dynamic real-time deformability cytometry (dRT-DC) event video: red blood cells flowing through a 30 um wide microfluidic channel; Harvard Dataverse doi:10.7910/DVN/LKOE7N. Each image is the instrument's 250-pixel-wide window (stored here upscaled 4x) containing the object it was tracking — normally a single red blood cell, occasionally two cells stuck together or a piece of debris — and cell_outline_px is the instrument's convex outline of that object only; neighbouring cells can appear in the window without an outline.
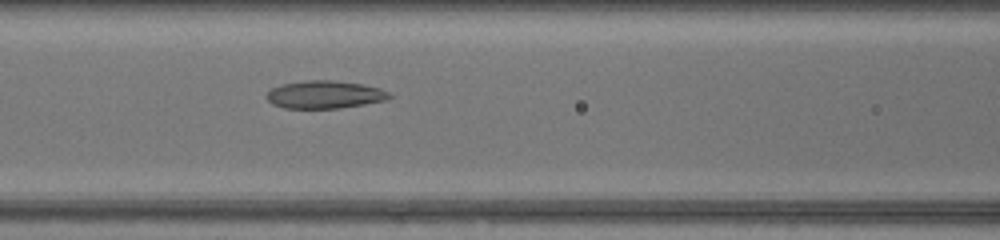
{"species": "common noctule bat (a hibernating species)", "species_latin": "Nyctalus noctula", "temperature_condition": "warm", "stored_images_in_passage": 19, "camera_frame_rate_fps": 3000, "um_per_image_px": 0.085, "animal": {"sex": "female", "body_mass_g": 17.0, "forearm_length_mm": 48.0}, "frame": {"image": 1, "passage_image": 7, "time_ms": 2.0, "image_size_px": [1000, 240], "cell_outline_px": [[392, 96], [388, 100], [340, 108], [284, 108], [272, 104], [264, 96], [272, 88], [284, 84], [304, 80], [332, 80], [364, 84], [380, 88], [392, 92]], "centroid_in_image_um": [27.64, 8.04], "position_along_channel_um": 139.0, "area_um2": 20.06}}
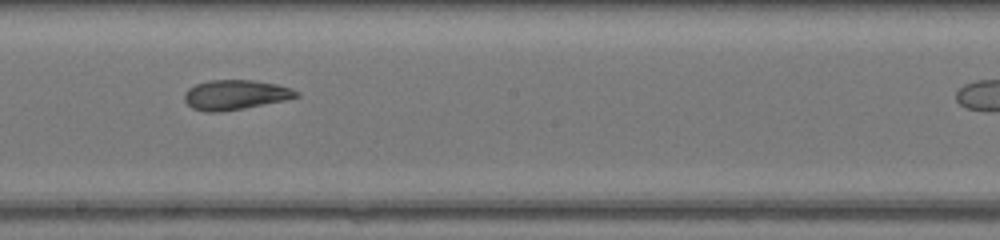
{"frame": {"image": 2, "passage_image": 13, "time_ms": 4.0, "image_size_px": [1000, 240], "cell_outline_px": [[300, 96], [284, 100], [244, 108], [220, 112], [208, 112], [192, 108], [184, 100], [184, 92], [188, 88], [196, 84], [208, 80], [252, 80], [276, 84], [292, 88], [300, 92]], "centroid_in_image_um": [19.99, 8.05], "position_along_channel_um": 228.2, "area_um2": 19.42}}
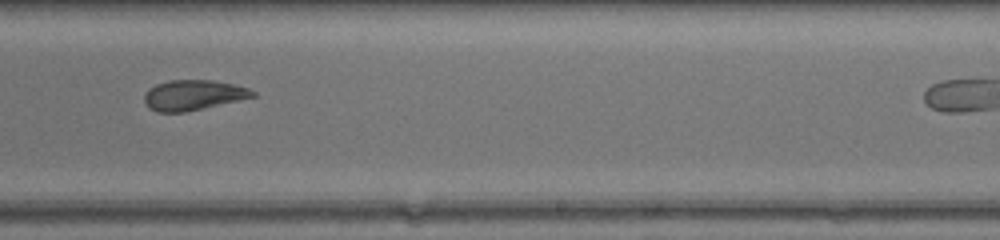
{"frame": {"image": 3, "passage_image": 16, "time_ms": 5.0, "image_size_px": [1000, 240], "cell_outline_px": [[256, 96], [184, 112], [156, 112], [148, 108], [144, 100], [144, 96], [156, 84], [168, 80], [212, 80], [232, 84], [248, 88], [256, 92]], "centroid_in_image_um": [16.41, 8.08], "position_along_channel_um": 272.6, "area_um2": 18.79}}